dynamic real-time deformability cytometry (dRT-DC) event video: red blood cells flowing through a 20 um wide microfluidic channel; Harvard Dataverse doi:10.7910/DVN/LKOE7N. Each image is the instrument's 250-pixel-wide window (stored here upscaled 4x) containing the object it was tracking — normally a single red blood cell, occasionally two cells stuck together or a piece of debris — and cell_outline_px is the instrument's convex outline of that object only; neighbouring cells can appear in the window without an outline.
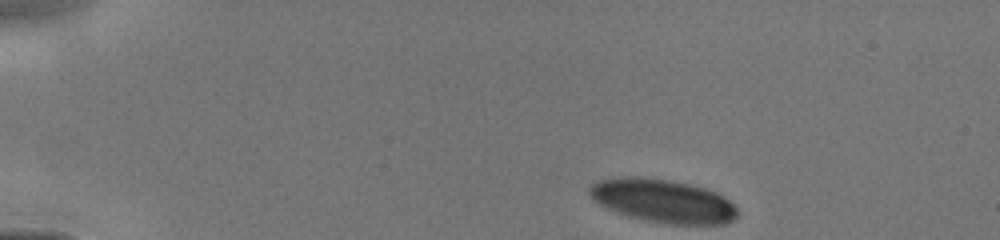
{"species": "human", "species_latin": "Homo sapiens", "temperature_condition": "cold", "stored_images_in_passage": 29, "camera_frame_rate_fps": 3000, "um_per_image_px": 0.085, "donor": {"sex": "male"}, "frame": {"image": 1, "passage_image": 1, "time_ms": 0.0, "image_size_px": [1000, 240], "cell_outline_px": [[736, 216], [732, 220], [724, 224], [668, 224], [628, 216], [608, 208], [592, 200], [588, 192], [588, 188], [596, 180], [620, 176], [636, 176], [668, 180], [692, 184], [716, 192], [728, 200], [736, 208]], "centroid_in_image_um": [56.3, 17.06], "position_along_channel_um": 28.7, "area_um2": 37.28}}
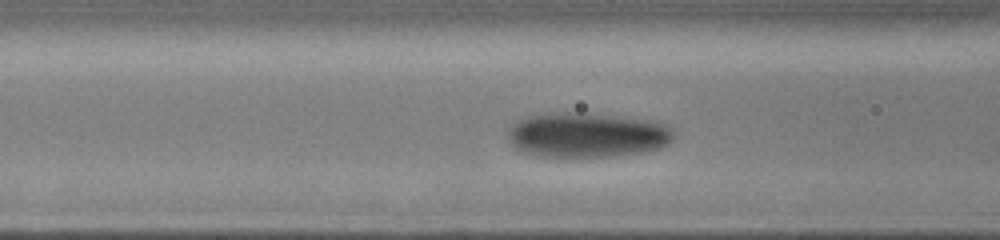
{"frame": {"image": 2, "passage_image": 19, "time_ms": 4.0, "image_size_px": [1000, 240], "cell_outline_px": [[676, 132], [672, 140], [668, 144], [660, 148], [640, 152], [612, 156], [536, 156], [520, 152], [508, 144], [508, 132], [512, 124], [524, 116], [568, 112], [616, 116], [656, 120], [672, 128]], "centroid_in_image_um": [49.88, 11.47], "position_along_channel_um": 116.7, "area_um2": 43.52}}
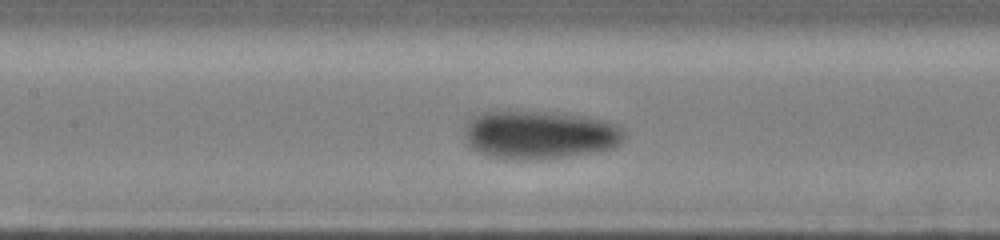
{"frame": {"image": 3, "passage_image": 25, "time_ms": 5.0, "image_size_px": [1000, 240], "cell_outline_px": [[624, 136], [620, 144], [612, 148], [592, 152], [568, 156], [532, 160], [508, 160], [488, 156], [472, 148], [464, 136], [468, 120], [472, 116], [484, 112], [544, 112], [584, 116], [600, 120], [612, 124], [620, 128], [624, 132]], "centroid_in_image_um": [45.82, 11.48], "position_along_channel_um": 161.6, "area_um2": 44.56}}